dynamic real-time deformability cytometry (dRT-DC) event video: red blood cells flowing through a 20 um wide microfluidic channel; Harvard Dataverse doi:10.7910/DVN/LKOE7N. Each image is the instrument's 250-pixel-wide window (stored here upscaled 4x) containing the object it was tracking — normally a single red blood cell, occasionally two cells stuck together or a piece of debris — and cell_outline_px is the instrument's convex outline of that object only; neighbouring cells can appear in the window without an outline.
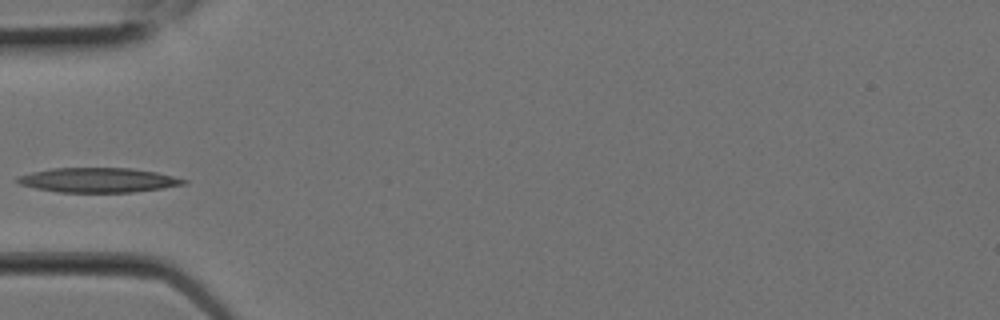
{"species": "Egyptian fruit bat (a non-hibernating species)", "species_latin": "Rousettus aegyptiacus", "temperature_condition": "room temperature", "stored_images_in_passage": 3, "camera_frame_rate_fps": 3000, "um_per_image_px": 0.085, "animal": {"sex": "female"}, "frame": {"image": 1, "passage_image": 1, "time_ms": 0.0, "image_size_px": [1000, 320], "cell_outline_px": [[188, 184], [132, 192], [60, 192], [36, 188], [20, 184], [16, 180], [20, 176], [32, 172], [52, 168], [132, 168], [156, 172], [188, 180]], "centroid_in_image_um": [8.38, 15.3], "position_along_channel_um": 76.6, "area_um2": 23.58}}
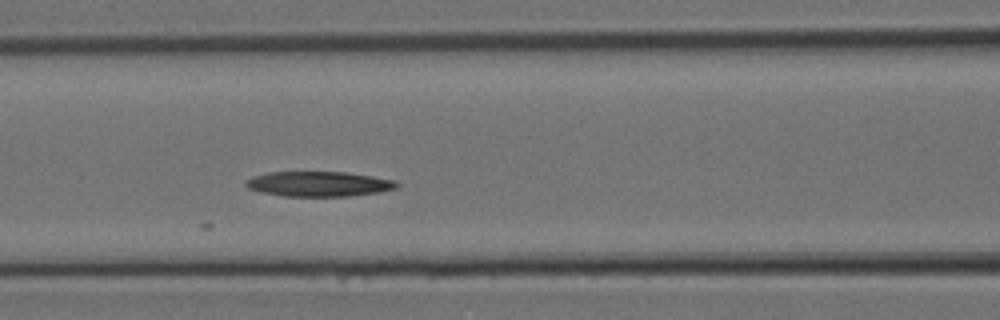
{"frame": {"image": 2, "passage_image": 3, "time_ms": 0.667, "image_size_px": [1000, 320], "cell_outline_px": [[400, 184], [396, 188], [380, 192], [348, 196], [284, 196], [260, 192], [248, 188], [244, 184], [244, 180], [252, 176], [268, 172], [348, 172], [396, 180]], "centroid_in_image_um": [27.08, 15.63], "position_along_channel_um": 139.5, "area_um2": 22.2}}